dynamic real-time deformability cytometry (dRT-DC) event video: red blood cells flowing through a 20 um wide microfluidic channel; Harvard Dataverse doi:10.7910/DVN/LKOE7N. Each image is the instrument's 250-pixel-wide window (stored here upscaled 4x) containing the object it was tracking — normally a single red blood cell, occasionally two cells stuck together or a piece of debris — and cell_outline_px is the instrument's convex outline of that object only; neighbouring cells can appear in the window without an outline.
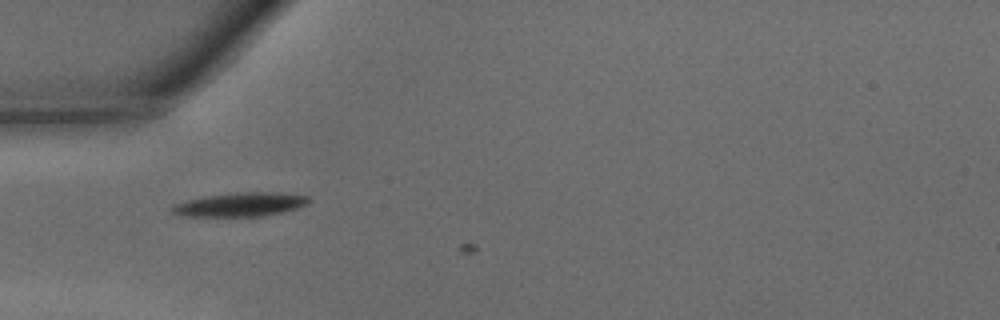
{"species": "common noctule bat (a hibernating species)", "species_latin": "Nyctalus noctula", "temperature_condition": "warm", "stored_images_in_passage": 15, "camera_frame_rate_fps": 3000, "um_per_image_px": 0.085, "animal": {"sex": "male", "body_mass_g": 15.6}, "frame": {"image": 1, "passage_image": 14, "time_ms": 4.333, "image_size_px": [1000, 320], "cell_outline_px": [[308, 204], [296, 208], [264, 216], [184, 216], [172, 212], [172, 204], [204, 196], [236, 192], [280, 192], [308, 196]], "centroid_in_image_um": [20.42, 17.37], "position_along_channel_um": 64.6, "area_um2": 18.9}}